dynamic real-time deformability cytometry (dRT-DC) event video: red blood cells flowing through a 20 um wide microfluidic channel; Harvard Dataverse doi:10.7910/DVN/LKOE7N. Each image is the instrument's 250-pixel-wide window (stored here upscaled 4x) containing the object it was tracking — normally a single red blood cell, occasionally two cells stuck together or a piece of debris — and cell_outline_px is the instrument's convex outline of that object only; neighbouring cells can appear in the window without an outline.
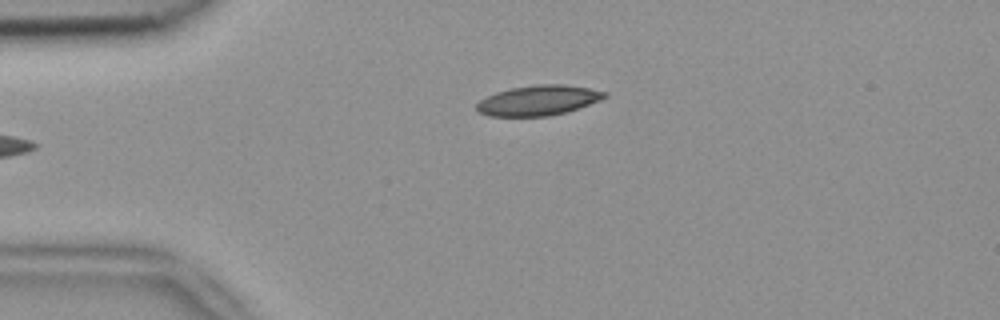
{"species": "common noctule bat (a hibernating species)", "species_latin": "Nyctalus noctula", "temperature_condition": "room temperature", "stored_images_in_passage": 2, "camera_frame_rate_fps": 3000, "um_per_image_px": 0.085, "animal": {"sex": "female", "body_mass_g": 18.4}, "frame": {"image": 1, "passage_image": 1, "time_ms": 0.0, "image_size_px": [1000, 320], "cell_outline_px": [[608, 96], [600, 100], [568, 112], [548, 116], [488, 116], [476, 112], [476, 104], [480, 100], [496, 92], [512, 88], [536, 84], [564, 84], [588, 88], [608, 92]], "centroid_in_image_um": [45.76, 8.54], "position_along_channel_um": 39.2, "area_um2": 22.54}}